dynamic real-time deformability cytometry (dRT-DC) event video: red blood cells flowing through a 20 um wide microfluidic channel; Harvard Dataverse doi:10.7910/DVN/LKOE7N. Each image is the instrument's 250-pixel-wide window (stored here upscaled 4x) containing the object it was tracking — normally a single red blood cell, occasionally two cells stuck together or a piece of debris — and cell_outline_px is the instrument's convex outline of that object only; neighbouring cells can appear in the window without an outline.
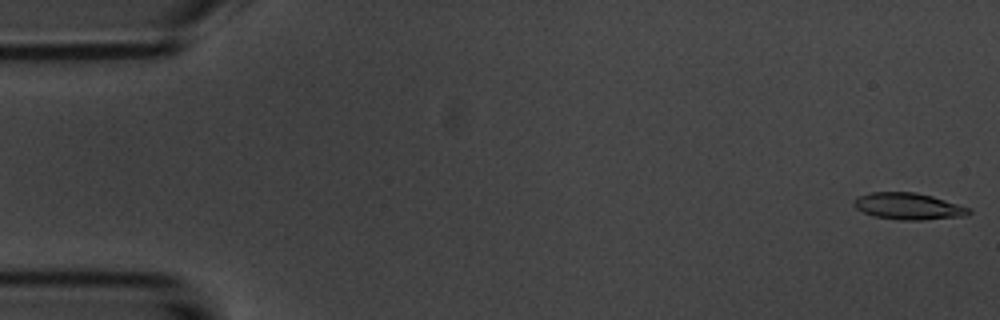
{"species": "common noctule bat (a hibernating species)", "species_latin": "Nyctalus noctula", "temperature_condition": "room temperature", "stored_images_in_passage": 5, "camera_frame_rate_fps": 3000, "um_per_image_px": 0.085, "animal": {"sex": "male", "body_mass_g": 20.1, "forearm_length_mm": 53.5}, "frame": {"image": 1, "passage_image": 1, "time_ms": 0.0, "image_size_px": [1000, 320], "cell_outline_px": [[972, 212], [968, 216], [924, 220], [900, 220], [872, 216], [856, 208], [852, 204], [852, 200], [856, 196], [872, 192], [916, 192], [932, 196], [972, 208]], "centroid_in_image_um": [77.22, 17.53], "position_along_channel_um": 7.8, "area_um2": 18.21}}
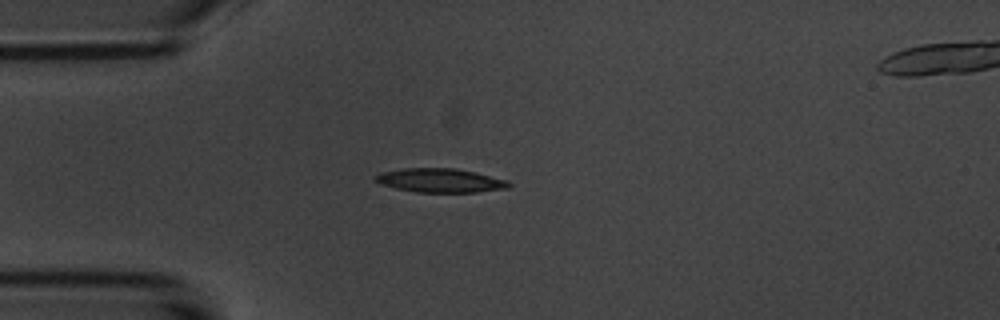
{"frame": {"image": 2, "passage_image": 4, "time_ms": 4.333, "image_size_px": [1000, 320], "cell_outline_px": [[512, 184], [508, 188], [476, 192], [416, 192], [396, 188], [380, 184], [372, 180], [372, 176], [380, 172], [404, 168], [456, 168], [476, 172], [508, 180]], "centroid_in_image_um": [37.39, 15.33], "position_along_channel_um": 47.6, "area_um2": 18.84}}